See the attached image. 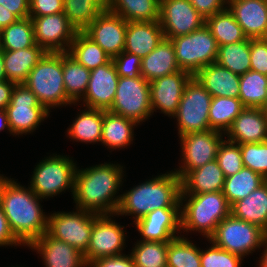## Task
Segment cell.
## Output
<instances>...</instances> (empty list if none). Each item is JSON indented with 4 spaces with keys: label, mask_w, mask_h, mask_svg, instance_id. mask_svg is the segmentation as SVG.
I'll use <instances>...</instances> for the list:
<instances>
[{
    "label": "cell",
    "mask_w": 267,
    "mask_h": 267,
    "mask_svg": "<svg viewBox=\"0 0 267 267\" xmlns=\"http://www.w3.org/2000/svg\"><path fill=\"white\" fill-rule=\"evenodd\" d=\"M119 76L112 59L105 65L90 71L83 103L86 108L108 111L113 103Z\"/></svg>",
    "instance_id": "18"
},
{
    "label": "cell",
    "mask_w": 267,
    "mask_h": 267,
    "mask_svg": "<svg viewBox=\"0 0 267 267\" xmlns=\"http://www.w3.org/2000/svg\"><path fill=\"white\" fill-rule=\"evenodd\" d=\"M108 111L137 124L147 119L152 113L149 81L142 76L119 77L116 94Z\"/></svg>",
    "instance_id": "10"
},
{
    "label": "cell",
    "mask_w": 267,
    "mask_h": 267,
    "mask_svg": "<svg viewBox=\"0 0 267 267\" xmlns=\"http://www.w3.org/2000/svg\"><path fill=\"white\" fill-rule=\"evenodd\" d=\"M167 267H201L200 249L178 236L168 242Z\"/></svg>",
    "instance_id": "42"
},
{
    "label": "cell",
    "mask_w": 267,
    "mask_h": 267,
    "mask_svg": "<svg viewBox=\"0 0 267 267\" xmlns=\"http://www.w3.org/2000/svg\"><path fill=\"white\" fill-rule=\"evenodd\" d=\"M90 70L82 66L68 52H63V81L67 97L73 102L83 98L88 86ZM82 96V97H81Z\"/></svg>",
    "instance_id": "37"
},
{
    "label": "cell",
    "mask_w": 267,
    "mask_h": 267,
    "mask_svg": "<svg viewBox=\"0 0 267 267\" xmlns=\"http://www.w3.org/2000/svg\"><path fill=\"white\" fill-rule=\"evenodd\" d=\"M76 209V212H55L48 216L47 233L84 254L90 242L94 213Z\"/></svg>",
    "instance_id": "12"
},
{
    "label": "cell",
    "mask_w": 267,
    "mask_h": 267,
    "mask_svg": "<svg viewBox=\"0 0 267 267\" xmlns=\"http://www.w3.org/2000/svg\"><path fill=\"white\" fill-rule=\"evenodd\" d=\"M107 9L127 22L159 21L160 0H110Z\"/></svg>",
    "instance_id": "30"
},
{
    "label": "cell",
    "mask_w": 267,
    "mask_h": 267,
    "mask_svg": "<svg viewBox=\"0 0 267 267\" xmlns=\"http://www.w3.org/2000/svg\"><path fill=\"white\" fill-rule=\"evenodd\" d=\"M16 85L13 81H0V110H5L10 104L12 91Z\"/></svg>",
    "instance_id": "54"
},
{
    "label": "cell",
    "mask_w": 267,
    "mask_h": 267,
    "mask_svg": "<svg viewBox=\"0 0 267 267\" xmlns=\"http://www.w3.org/2000/svg\"><path fill=\"white\" fill-rule=\"evenodd\" d=\"M103 110L88 108L80 112L67 130L71 139L81 142H101Z\"/></svg>",
    "instance_id": "34"
},
{
    "label": "cell",
    "mask_w": 267,
    "mask_h": 267,
    "mask_svg": "<svg viewBox=\"0 0 267 267\" xmlns=\"http://www.w3.org/2000/svg\"><path fill=\"white\" fill-rule=\"evenodd\" d=\"M244 167H248L267 180V141L240 144Z\"/></svg>",
    "instance_id": "45"
},
{
    "label": "cell",
    "mask_w": 267,
    "mask_h": 267,
    "mask_svg": "<svg viewBox=\"0 0 267 267\" xmlns=\"http://www.w3.org/2000/svg\"><path fill=\"white\" fill-rule=\"evenodd\" d=\"M122 169L113 163L77 169L73 193L76 207L98 215H115L121 200V195H115L124 176Z\"/></svg>",
    "instance_id": "1"
},
{
    "label": "cell",
    "mask_w": 267,
    "mask_h": 267,
    "mask_svg": "<svg viewBox=\"0 0 267 267\" xmlns=\"http://www.w3.org/2000/svg\"><path fill=\"white\" fill-rule=\"evenodd\" d=\"M266 239L267 233L262 228L230 214L217 225L209 241L221 249L244 257L260 248Z\"/></svg>",
    "instance_id": "7"
},
{
    "label": "cell",
    "mask_w": 267,
    "mask_h": 267,
    "mask_svg": "<svg viewBox=\"0 0 267 267\" xmlns=\"http://www.w3.org/2000/svg\"><path fill=\"white\" fill-rule=\"evenodd\" d=\"M88 267H135V264L131 255L123 254L94 260Z\"/></svg>",
    "instance_id": "51"
},
{
    "label": "cell",
    "mask_w": 267,
    "mask_h": 267,
    "mask_svg": "<svg viewBox=\"0 0 267 267\" xmlns=\"http://www.w3.org/2000/svg\"><path fill=\"white\" fill-rule=\"evenodd\" d=\"M24 84L48 111L50 107L70 105L63 81V52H46L29 72Z\"/></svg>",
    "instance_id": "5"
},
{
    "label": "cell",
    "mask_w": 267,
    "mask_h": 267,
    "mask_svg": "<svg viewBox=\"0 0 267 267\" xmlns=\"http://www.w3.org/2000/svg\"><path fill=\"white\" fill-rule=\"evenodd\" d=\"M126 29L127 21L106 8L83 32L113 58L124 50Z\"/></svg>",
    "instance_id": "17"
},
{
    "label": "cell",
    "mask_w": 267,
    "mask_h": 267,
    "mask_svg": "<svg viewBox=\"0 0 267 267\" xmlns=\"http://www.w3.org/2000/svg\"><path fill=\"white\" fill-rule=\"evenodd\" d=\"M262 246H266V248L263 251V256L260 257V267H267V239L265 240V242L263 243Z\"/></svg>",
    "instance_id": "58"
},
{
    "label": "cell",
    "mask_w": 267,
    "mask_h": 267,
    "mask_svg": "<svg viewBox=\"0 0 267 267\" xmlns=\"http://www.w3.org/2000/svg\"><path fill=\"white\" fill-rule=\"evenodd\" d=\"M181 70L194 76L205 66L217 61L219 46L204 24L190 34L170 39Z\"/></svg>",
    "instance_id": "6"
},
{
    "label": "cell",
    "mask_w": 267,
    "mask_h": 267,
    "mask_svg": "<svg viewBox=\"0 0 267 267\" xmlns=\"http://www.w3.org/2000/svg\"><path fill=\"white\" fill-rule=\"evenodd\" d=\"M183 200L187 201L185 205ZM180 202V206H184L180 207L181 230L199 231L207 239L215 233L217 225L231 214V205L222 191L181 194Z\"/></svg>",
    "instance_id": "4"
},
{
    "label": "cell",
    "mask_w": 267,
    "mask_h": 267,
    "mask_svg": "<svg viewBox=\"0 0 267 267\" xmlns=\"http://www.w3.org/2000/svg\"><path fill=\"white\" fill-rule=\"evenodd\" d=\"M179 137L184 165L174 172L180 179L189 171L215 160L219 146L223 141L222 133L215 130L192 132Z\"/></svg>",
    "instance_id": "14"
},
{
    "label": "cell",
    "mask_w": 267,
    "mask_h": 267,
    "mask_svg": "<svg viewBox=\"0 0 267 267\" xmlns=\"http://www.w3.org/2000/svg\"><path fill=\"white\" fill-rule=\"evenodd\" d=\"M211 94L192 76L186 83L182 98L173 117L178 121L180 136L192 132L209 131Z\"/></svg>",
    "instance_id": "8"
},
{
    "label": "cell",
    "mask_w": 267,
    "mask_h": 267,
    "mask_svg": "<svg viewBox=\"0 0 267 267\" xmlns=\"http://www.w3.org/2000/svg\"><path fill=\"white\" fill-rule=\"evenodd\" d=\"M228 141L263 143L267 141V113L260 108H245L227 130Z\"/></svg>",
    "instance_id": "23"
},
{
    "label": "cell",
    "mask_w": 267,
    "mask_h": 267,
    "mask_svg": "<svg viewBox=\"0 0 267 267\" xmlns=\"http://www.w3.org/2000/svg\"><path fill=\"white\" fill-rule=\"evenodd\" d=\"M63 12V0H29V17Z\"/></svg>",
    "instance_id": "49"
},
{
    "label": "cell",
    "mask_w": 267,
    "mask_h": 267,
    "mask_svg": "<svg viewBox=\"0 0 267 267\" xmlns=\"http://www.w3.org/2000/svg\"><path fill=\"white\" fill-rule=\"evenodd\" d=\"M68 53L88 70L107 64L112 58L84 32H77Z\"/></svg>",
    "instance_id": "33"
},
{
    "label": "cell",
    "mask_w": 267,
    "mask_h": 267,
    "mask_svg": "<svg viewBox=\"0 0 267 267\" xmlns=\"http://www.w3.org/2000/svg\"><path fill=\"white\" fill-rule=\"evenodd\" d=\"M245 109L239 98L212 97L209 109L210 129L224 135L235 118ZM223 131V132H222Z\"/></svg>",
    "instance_id": "38"
},
{
    "label": "cell",
    "mask_w": 267,
    "mask_h": 267,
    "mask_svg": "<svg viewBox=\"0 0 267 267\" xmlns=\"http://www.w3.org/2000/svg\"><path fill=\"white\" fill-rule=\"evenodd\" d=\"M106 6L110 2V0H101Z\"/></svg>",
    "instance_id": "62"
},
{
    "label": "cell",
    "mask_w": 267,
    "mask_h": 267,
    "mask_svg": "<svg viewBox=\"0 0 267 267\" xmlns=\"http://www.w3.org/2000/svg\"><path fill=\"white\" fill-rule=\"evenodd\" d=\"M0 51H3L2 50V41H1V30H0Z\"/></svg>",
    "instance_id": "61"
},
{
    "label": "cell",
    "mask_w": 267,
    "mask_h": 267,
    "mask_svg": "<svg viewBox=\"0 0 267 267\" xmlns=\"http://www.w3.org/2000/svg\"><path fill=\"white\" fill-rule=\"evenodd\" d=\"M134 222L141 241L169 242L181 230L180 208H158Z\"/></svg>",
    "instance_id": "20"
},
{
    "label": "cell",
    "mask_w": 267,
    "mask_h": 267,
    "mask_svg": "<svg viewBox=\"0 0 267 267\" xmlns=\"http://www.w3.org/2000/svg\"><path fill=\"white\" fill-rule=\"evenodd\" d=\"M39 199L30 187L26 189L11 178L3 188L2 210L11 232L23 245L29 246L47 232L48 216L41 209Z\"/></svg>",
    "instance_id": "2"
},
{
    "label": "cell",
    "mask_w": 267,
    "mask_h": 267,
    "mask_svg": "<svg viewBox=\"0 0 267 267\" xmlns=\"http://www.w3.org/2000/svg\"><path fill=\"white\" fill-rule=\"evenodd\" d=\"M250 70L267 76V38L250 39Z\"/></svg>",
    "instance_id": "48"
},
{
    "label": "cell",
    "mask_w": 267,
    "mask_h": 267,
    "mask_svg": "<svg viewBox=\"0 0 267 267\" xmlns=\"http://www.w3.org/2000/svg\"><path fill=\"white\" fill-rule=\"evenodd\" d=\"M106 8L101 0H63V13L77 32H83Z\"/></svg>",
    "instance_id": "36"
},
{
    "label": "cell",
    "mask_w": 267,
    "mask_h": 267,
    "mask_svg": "<svg viewBox=\"0 0 267 267\" xmlns=\"http://www.w3.org/2000/svg\"><path fill=\"white\" fill-rule=\"evenodd\" d=\"M191 77L189 72L180 70L149 82L152 113L159 109L173 117L179 107L185 85Z\"/></svg>",
    "instance_id": "19"
},
{
    "label": "cell",
    "mask_w": 267,
    "mask_h": 267,
    "mask_svg": "<svg viewBox=\"0 0 267 267\" xmlns=\"http://www.w3.org/2000/svg\"><path fill=\"white\" fill-rule=\"evenodd\" d=\"M267 88V76L250 70L240 75L239 99L245 108H261Z\"/></svg>",
    "instance_id": "40"
},
{
    "label": "cell",
    "mask_w": 267,
    "mask_h": 267,
    "mask_svg": "<svg viewBox=\"0 0 267 267\" xmlns=\"http://www.w3.org/2000/svg\"><path fill=\"white\" fill-rule=\"evenodd\" d=\"M164 39L159 21L127 22L125 32V52L135 54L141 59L151 53Z\"/></svg>",
    "instance_id": "24"
},
{
    "label": "cell",
    "mask_w": 267,
    "mask_h": 267,
    "mask_svg": "<svg viewBox=\"0 0 267 267\" xmlns=\"http://www.w3.org/2000/svg\"><path fill=\"white\" fill-rule=\"evenodd\" d=\"M7 80L4 70L3 51H0V81Z\"/></svg>",
    "instance_id": "57"
},
{
    "label": "cell",
    "mask_w": 267,
    "mask_h": 267,
    "mask_svg": "<svg viewBox=\"0 0 267 267\" xmlns=\"http://www.w3.org/2000/svg\"><path fill=\"white\" fill-rule=\"evenodd\" d=\"M53 156L37 164L30 181L31 190L41 199L69 188L74 193L76 164L67 156Z\"/></svg>",
    "instance_id": "9"
},
{
    "label": "cell",
    "mask_w": 267,
    "mask_h": 267,
    "mask_svg": "<svg viewBox=\"0 0 267 267\" xmlns=\"http://www.w3.org/2000/svg\"><path fill=\"white\" fill-rule=\"evenodd\" d=\"M168 242L139 241L131 252L135 267H167Z\"/></svg>",
    "instance_id": "43"
},
{
    "label": "cell",
    "mask_w": 267,
    "mask_h": 267,
    "mask_svg": "<svg viewBox=\"0 0 267 267\" xmlns=\"http://www.w3.org/2000/svg\"><path fill=\"white\" fill-rule=\"evenodd\" d=\"M0 4L19 19L29 17V0H0Z\"/></svg>",
    "instance_id": "53"
},
{
    "label": "cell",
    "mask_w": 267,
    "mask_h": 267,
    "mask_svg": "<svg viewBox=\"0 0 267 267\" xmlns=\"http://www.w3.org/2000/svg\"><path fill=\"white\" fill-rule=\"evenodd\" d=\"M13 244L15 246H19V244L22 245L11 232L8 220L2 210V207L0 206V246H13Z\"/></svg>",
    "instance_id": "52"
},
{
    "label": "cell",
    "mask_w": 267,
    "mask_h": 267,
    "mask_svg": "<svg viewBox=\"0 0 267 267\" xmlns=\"http://www.w3.org/2000/svg\"><path fill=\"white\" fill-rule=\"evenodd\" d=\"M207 250H200L201 267H239L242 257L212 243Z\"/></svg>",
    "instance_id": "46"
},
{
    "label": "cell",
    "mask_w": 267,
    "mask_h": 267,
    "mask_svg": "<svg viewBox=\"0 0 267 267\" xmlns=\"http://www.w3.org/2000/svg\"><path fill=\"white\" fill-rule=\"evenodd\" d=\"M159 24L164 38L190 34L205 24V18L188 0H160Z\"/></svg>",
    "instance_id": "15"
},
{
    "label": "cell",
    "mask_w": 267,
    "mask_h": 267,
    "mask_svg": "<svg viewBox=\"0 0 267 267\" xmlns=\"http://www.w3.org/2000/svg\"><path fill=\"white\" fill-rule=\"evenodd\" d=\"M119 77L137 78L141 76L142 59L135 54L122 51L112 58Z\"/></svg>",
    "instance_id": "47"
},
{
    "label": "cell",
    "mask_w": 267,
    "mask_h": 267,
    "mask_svg": "<svg viewBox=\"0 0 267 267\" xmlns=\"http://www.w3.org/2000/svg\"><path fill=\"white\" fill-rule=\"evenodd\" d=\"M266 92H267V90H266ZM260 109H262L264 112L267 113V93H266L265 101H264V103H263V105H262V107Z\"/></svg>",
    "instance_id": "60"
},
{
    "label": "cell",
    "mask_w": 267,
    "mask_h": 267,
    "mask_svg": "<svg viewBox=\"0 0 267 267\" xmlns=\"http://www.w3.org/2000/svg\"><path fill=\"white\" fill-rule=\"evenodd\" d=\"M12 135L33 132L49 112L41 105L36 95L24 84H16L10 104L5 109Z\"/></svg>",
    "instance_id": "11"
},
{
    "label": "cell",
    "mask_w": 267,
    "mask_h": 267,
    "mask_svg": "<svg viewBox=\"0 0 267 267\" xmlns=\"http://www.w3.org/2000/svg\"><path fill=\"white\" fill-rule=\"evenodd\" d=\"M2 50L17 51L33 47V22L30 17L18 19L16 22L1 30Z\"/></svg>",
    "instance_id": "41"
},
{
    "label": "cell",
    "mask_w": 267,
    "mask_h": 267,
    "mask_svg": "<svg viewBox=\"0 0 267 267\" xmlns=\"http://www.w3.org/2000/svg\"><path fill=\"white\" fill-rule=\"evenodd\" d=\"M205 19L224 10L225 0H188ZM225 6V7H224Z\"/></svg>",
    "instance_id": "50"
},
{
    "label": "cell",
    "mask_w": 267,
    "mask_h": 267,
    "mask_svg": "<svg viewBox=\"0 0 267 267\" xmlns=\"http://www.w3.org/2000/svg\"><path fill=\"white\" fill-rule=\"evenodd\" d=\"M225 176L217 160L206 163L202 167L189 171L181 179V194H203L222 191Z\"/></svg>",
    "instance_id": "26"
},
{
    "label": "cell",
    "mask_w": 267,
    "mask_h": 267,
    "mask_svg": "<svg viewBox=\"0 0 267 267\" xmlns=\"http://www.w3.org/2000/svg\"><path fill=\"white\" fill-rule=\"evenodd\" d=\"M194 77L212 97L239 98L240 75L214 62L198 71Z\"/></svg>",
    "instance_id": "25"
},
{
    "label": "cell",
    "mask_w": 267,
    "mask_h": 267,
    "mask_svg": "<svg viewBox=\"0 0 267 267\" xmlns=\"http://www.w3.org/2000/svg\"><path fill=\"white\" fill-rule=\"evenodd\" d=\"M19 18L0 4V30L16 22Z\"/></svg>",
    "instance_id": "55"
},
{
    "label": "cell",
    "mask_w": 267,
    "mask_h": 267,
    "mask_svg": "<svg viewBox=\"0 0 267 267\" xmlns=\"http://www.w3.org/2000/svg\"><path fill=\"white\" fill-rule=\"evenodd\" d=\"M29 247L42 255L45 267H88L80 251L68 243L54 239L47 232Z\"/></svg>",
    "instance_id": "22"
},
{
    "label": "cell",
    "mask_w": 267,
    "mask_h": 267,
    "mask_svg": "<svg viewBox=\"0 0 267 267\" xmlns=\"http://www.w3.org/2000/svg\"><path fill=\"white\" fill-rule=\"evenodd\" d=\"M231 214L267 233V181L246 198L231 205Z\"/></svg>",
    "instance_id": "29"
},
{
    "label": "cell",
    "mask_w": 267,
    "mask_h": 267,
    "mask_svg": "<svg viewBox=\"0 0 267 267\" xmlns=\"http://www.w3.org/2000/svg\"><path fill=\"white\" fill-rule=\"evenodd\" d=\"M11 132L10 126H9V121L7 118V113L5 110H0V131L3 129H6Z\"/></svg>",
    "instance_id": "56"
},
{
    "label": "cell",
    "mask_w": 267,
    "mask_h": 267,
    "mask_svg": "<svg viewBox=\"0 0 267 267\" xmlns=\"http://www.w3.org/2000/svg\"><path fill=\"white\" fill-rule=\"evenodd\" d=\"M8 180H9L8 178H5L3 175L2 176L0 175V206H1L2 191Z\"/></svg>",
    "instance_id": "59"
},
{
    "label": "cell",
    "mask_w": 267,
    "mask_h": 267,
    "mask_svg": "<svg viewBox=\"0 0 267 267\" xmlns=\"http://www.w3.org/2000/svg\"><path fill=\"white\" fill-rule=\"evenodd\" d=\"M216 160L226 177L239 172L243 167L240 144L223 140L219 146Z\"/></svg>",
    "instance_id": "44"
},
{
    "label": "cell",
    "mask_w": 267,
    "mask_h": 267,
    "mask_svg": "<svg viewBox=\"0 0 267 267\" xmlns=\"http://www.w3.org/2000/svg\"><path fill=\"white\" fill-rule=\"evenodd\" d=\"M267 180L248 167H243L236 174L226 177L223 194L230 205L246 198L251 192L259 188Z\"/></svg>",
    "instance_id": "35"
},
{
    "label": "cell",
    "mask_w": 267,
    "mask_h": 267,
    "mask_svg": "<svg viewBox=\"0 0 267 267\" xmlns=\"http://www.w3.org/2000/svg\"><path fill=\"white\" fill-rule=\"evenodd\" d=\"M227 4L247 38H267V0H232Z\"/></svg>",
    "instance_id": "21"
},
{
    "label": "cell",
    "mask_w": 267,
    "mask_h": 267,
    "mask_svg": "<svg viewBox=\"0 0 267 267\" xmlns=\"http://www.w3.org/2000/svg\"><path fill=\"white\" fill-rule=\"evenodd\" d=\"M181 179L171 171L135 186L121 195L115 215H134L135 221L158 208H180Z\"/></svg>",
    "instance_id": "3"
},
{
    "label": "cell",
    "mask_w": 267,
    "mask_h": 267,
    "mask_svg": "<svg viewBox=\"0 0 267 267\" xmlns=\"http://www.w3.org/2000/svg\"><path fill=\"white\" fill-rule=\"evenodd\" d=\"M46 52L37 44L17 51L3 50L4 70L8 81L24 83L29 72Z\"/></svg>",
    "instance_id": "28"
},
{
    "label": "cell",
    "mask_w": 267,
    "mask_h": 267,
    "mask_svg": "<svg viewBox=\"0 0 267 267\" xmlns=\"http://www.w3.org/2000/svg\"><path fill=\"white\" fill-rule=\"evenodd\" d=\"M216 62L238 75L250 71V39L219 46Z\"/></svg>",
    "instance_id": "39"
},
{
    "label": "cell",
    "mask_w": 267,
    "mask_h": 267,
    "mask_svg": "<svg viewBox=\"0 0 267 267\" xmlns=\"http://www.w3.org/2000/svg\"><path fill=\"white\" fill-rule=\"evenodd\" d=\"M110 216L112 214H94L89 246L83 254L87 265L94 260L122 255L120 251L125 243L124 226L118 225Z\"/></svg>",
    "instance_id": "13"
},
{
    "label": "cell",
    "mask_w": 267,
    "mask_h": 267,
    "mask_svg": "<svg viewBox=\"0 0 267 267\" xmlns=\"http://www.w3.org/2000/svg\"><path fill=\"white\" fill-rule=\"evenodd\" d=\"M135 125L131 119L103 110L101 142L112 149L125 147L133 140Z\"/></svg>",
    "instance_id": "31"
},
{
    "label": "cell",
    "mask_w": 267,
    "mask_h": 267,
    "mask_svg": "<svg viewBox=\"0 0 267 267\" xmlns=\"http://www.w3.org/2000/svg\"><path fill=\"white\" fill-rule=\"evenodd\" d=\"M205 25L211 31L218 46L237 43L247 39L242 27L237 23L234 15L227 7L215 15L207 17Z\"/></svg>",
    "instance_id": "32"
},
{
    "label": "cell",
    "mask_w": 267,
    "mask_h": 267,
    "mask_svg": "<svg viewBox=\"0 0 267 267\" xmlns=\"http://www.w3.org/2000/svg\"><path fill=\"white\" fill-rule=\"evenodd\" d=\"M180 70L174 45L167 38L162 39L158 46L141 61V76L149 82Z\"/></svg>",
    "instance_id": "27"
},
{
    "label": "cell",
    "mask_w": 267,
    "mask_h": 267,
    "mask_svg": "<svg viewBox=\"0 0 267 267\" xmlns=\"http://www.w3.org/2000/svg\"><path fill=\"white\" fill-rule=\"evenodd\" d=\"M30 18L33 22L35 43L45 52L69 51L77 30L63 12Z\"/></svg>",
    "instance_id": "16"
}]
</instances>
